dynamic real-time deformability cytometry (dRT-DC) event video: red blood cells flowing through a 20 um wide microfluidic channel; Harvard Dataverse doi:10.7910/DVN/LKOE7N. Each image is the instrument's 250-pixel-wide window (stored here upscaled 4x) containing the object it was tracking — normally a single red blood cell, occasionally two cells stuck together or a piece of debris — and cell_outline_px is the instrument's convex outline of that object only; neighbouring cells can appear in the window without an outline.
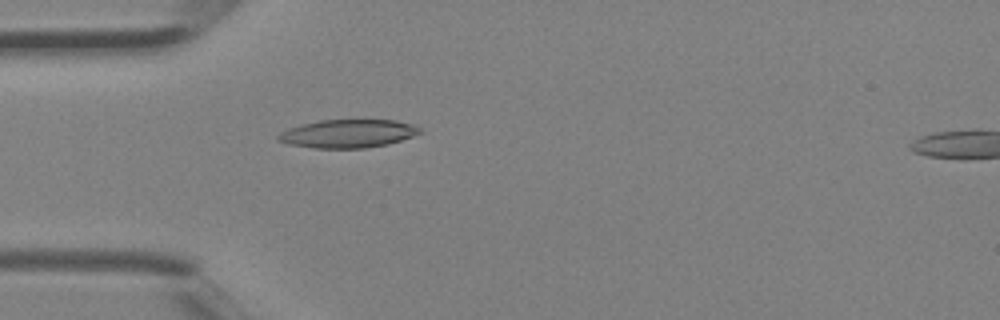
{"species": "Egyptian fruit bat (a non-hibernating species)", "species_latin": "Rousettus aegyptiacus", "temperature_condition": "room temperature", "stored_images_in_passage": 5, "segment_of_instrument_passage": [1, 2], "camera_frame_rate_fps": 3000, "um_per_image_px": 0.085, "animal": {"sex": "female"}, "frame": {"image": 1, "passage_image": 4, "time_ms": 1.0, "image_size_px": [1000, 320], "cell_outline_px": [[424, 132], [388, 144], [364, 148], [316, 148], [288, 144], [276, 140], [276, 136], [280, 132], [288, 128], [300, 124], [320, 120], [396, 120], [416, 124], [424, 128]], "centroid_in_image_um": [29.6, 11.35], "position_along_channel_um": 55.4, "area_um2": 23.64}}